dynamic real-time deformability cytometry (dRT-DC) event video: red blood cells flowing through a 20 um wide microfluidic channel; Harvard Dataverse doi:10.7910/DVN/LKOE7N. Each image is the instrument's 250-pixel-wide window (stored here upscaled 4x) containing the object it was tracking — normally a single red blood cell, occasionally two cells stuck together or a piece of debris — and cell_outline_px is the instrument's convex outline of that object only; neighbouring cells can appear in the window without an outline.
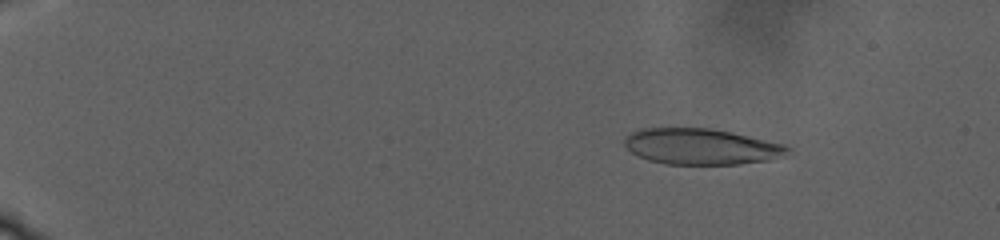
{"species": "human", "species_latin": "Homo sapiens", "temperature_condition": "warm", "stored_images_in_passage": 34, "camera_frame_rate_fps": 3000, "um_per_image_px": 0.085, "donor": {"sex": "male"}, "frame": {"image": 1, "passage_image": 6, "time_ms": 5.333, "image_size_px": [1000, 240], "cell_outline_px": [[792, 148], [784, 156], [768, 160], [740, 164], [664, 164], [648, 160], [632, 152], [624, 144], [624, 140], [632, 132], [640, 128], [708, 128], [732, 132], [784, 144]], "centroid_in_image_um": [59.62, 12.46], "position_along_channel_um": 25.4, "area_um2": 34.1}}
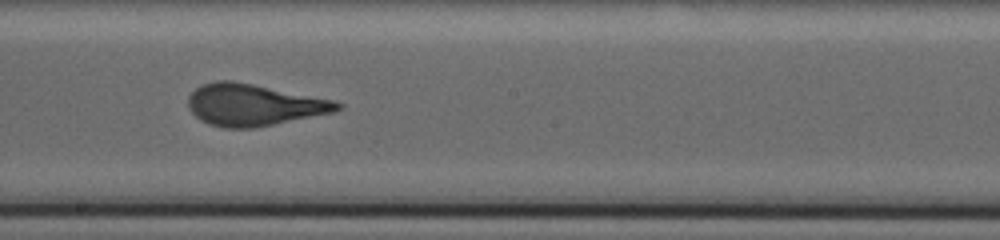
{"frame": {"image": 2, "passage_image": 22, "time_ms": 21.0, "image_size_px": [1000, 240], "cell_outline_px": [[344, 108], [336, 112], [256, 128], [224, 128], [208, 124], [200, 120], [188, 108], [188, 96], [196, 88], [204, 84], [216, 80], [232, 80], [332, 100], [344, 104]], "centroid_in_image_um": [21.57, 8.93], "position_along_channel_um": 226.6, "area_um2": 36.3}}
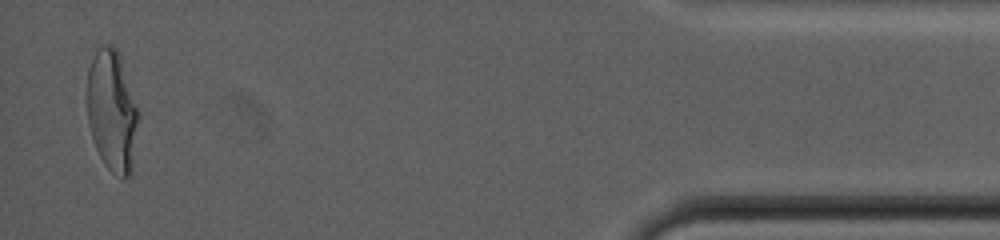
{"frame": {"image": 3, "passage_image": 34, "time_ms": 33.0, "image_size_px": [1000, 240], "cell_outline_px": [[140, 116], [132, 172], [124, 180], [112, 172], [104, 164], [96, 148], [88, 124], [88, 68], [96, 48], [100, 44], [108, 44], [116, 48], [120, 56], [140, 112]], "centroid_in_image_um": [9.56, 9.44], "position_along_channel_um": 425.6, "area_um2": 36.82}}